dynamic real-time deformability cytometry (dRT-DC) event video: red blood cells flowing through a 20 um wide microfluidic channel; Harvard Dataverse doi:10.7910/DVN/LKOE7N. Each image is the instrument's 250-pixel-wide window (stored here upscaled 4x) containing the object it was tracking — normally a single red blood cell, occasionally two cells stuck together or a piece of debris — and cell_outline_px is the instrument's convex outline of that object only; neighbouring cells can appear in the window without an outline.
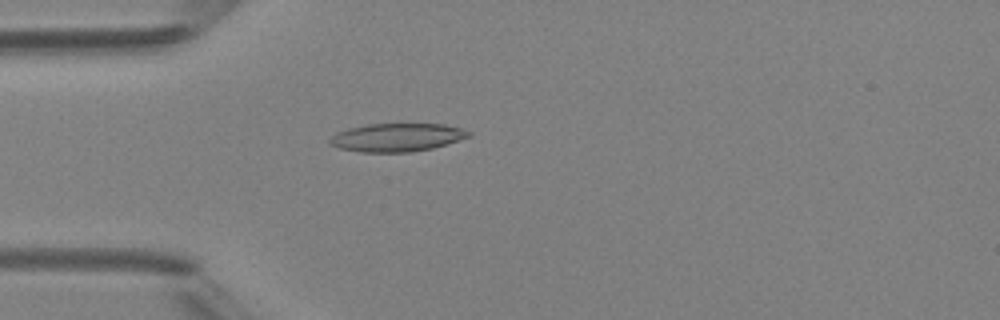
{"species": "Egyptian fruit bat (a non-hibernating species)", "species_latin": "Rousettus aegyptiacus", "temperature_condition": "room temperature", "stored_images_in_passage": 1, "camera_frame_rate_fps": 3000, "um_per_image_px": 0.085, "animal": {"sex": "female"}, "frame": {"image": 1, "passage_image": 1, "time_ms": 0.0, "image_size_px": [1000, 320], "cell_outline_px": [[472, 136], [432, 148], [408, 152], [360, 152], [340, 148], [328, 144], [328, 140], [336, 132], [348, 128], [368, 124], [444, 124], [460, 128], [472, 132]], "centroid_in_image_um": [33.72, 11.68], "position_along_channel_um": 51.3, "area_um2": 22.83}}